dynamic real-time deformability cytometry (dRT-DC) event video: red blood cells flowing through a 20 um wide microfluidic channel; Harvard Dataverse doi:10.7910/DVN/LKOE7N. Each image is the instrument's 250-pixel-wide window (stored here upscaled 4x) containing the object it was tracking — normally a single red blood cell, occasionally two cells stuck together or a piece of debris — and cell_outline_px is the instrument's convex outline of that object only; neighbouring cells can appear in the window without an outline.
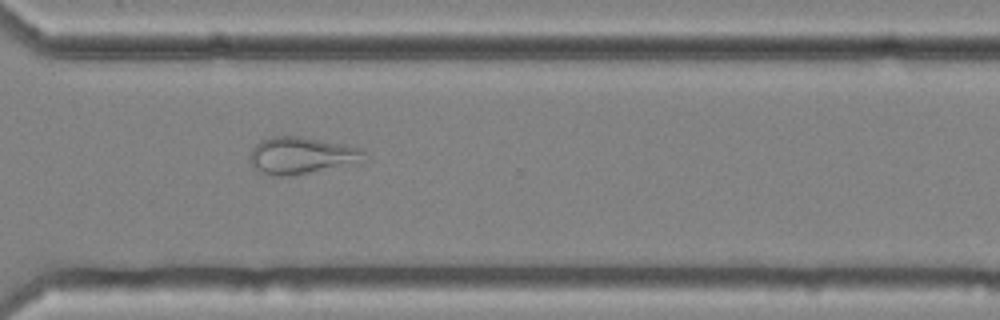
{"species": "common noctule bat (a hibernating species)", "species_latin": "Nyctalus noctula", "temperature_condition": "cold", "stored_images_in_passage": 49, "camera_frame_rate_fps": 3000, "um_per_image_px": 0.085, "animal": {"sex": "female", "body_mass_g": 25.1}, "frame": {"image": 1, "passage_image": 35, "time_ms": 11.333, "image_size_px": [1000, 320], "cell_outline_px": [[364, 152], [344, 160], [308, 172], [292, 176], [268, 176], [256, 168], [248, 160], [248, 156], [252, 148], [260, 140], [268, 136], [300, 136], [344, 144], [356, 148]], "centroid_in_image_um": [25.24, 13.16], "position_along_channel_um": 345.4, "area_um2": 22.77}}
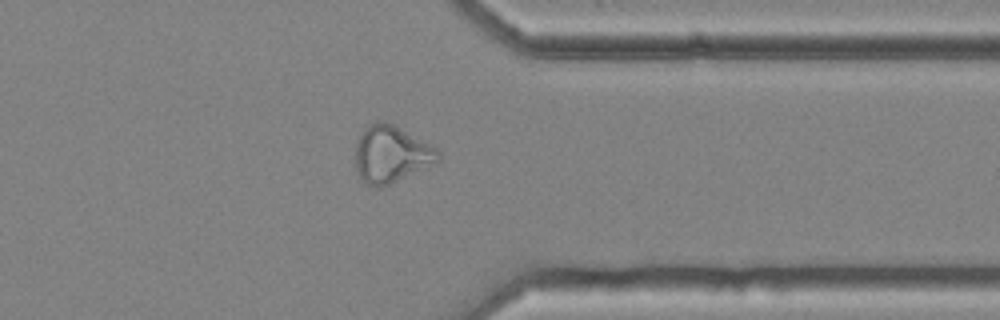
{"frame": {"image": 2, "passage_image": 38, "time_ms": 12.333, "image_size_px": [1000, 320], "cell_outline_px": [[440, 160], [388, 184], [376, 188], [368, 184], [360, 176], [356, 168], [356, 144], [364, 128], [368, 124], [376, 120], [384, 120], [392, 124], [436, 148], [440, 152]], "centroid_in_image_um": [33.21, 13.07], "position_along_channel_um": 378.2, "area_um2": 26.76}}
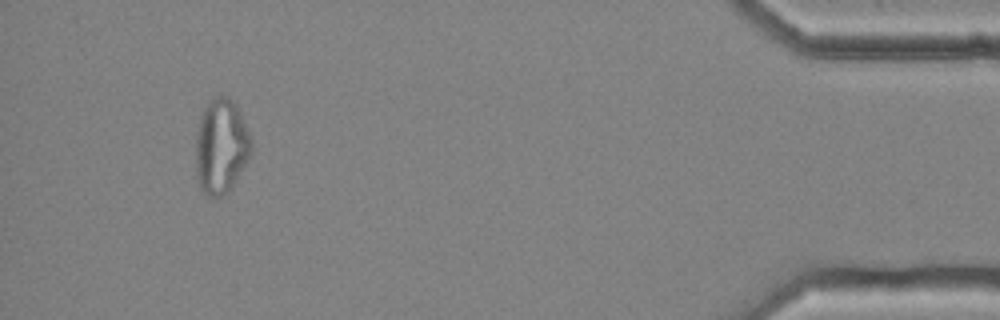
{"frame": {"image": 3, "passage_image": 46, "time_ms": 15.0, "image_size_px": [1000, 320], "cell_outline_px": [[252, 152], [248, 160], [232, 188], [228, 192], [220, 196], [208, 196], [200, 188], [196, 176], [196, 132], [200, 116], [204, 108], [216, 96], [228, 96], [236, 104], [240, 112], [252, 140]], "centroid_in_image_um": [18.8, 12.45], "position_along_channel_um": 416.4, "area_um2": 30.87}, "authors_computed_cell_mechanics": {"area_um2": 27.8018, "velocity_mm_per_s": 3.652, "shape_relaxation_time_tau1_ms": null, "shape_relaxation_time_tau2_ms": 2.2072, "deformation_change_tau1": null, "deformation_change_tau2": 0.093}}